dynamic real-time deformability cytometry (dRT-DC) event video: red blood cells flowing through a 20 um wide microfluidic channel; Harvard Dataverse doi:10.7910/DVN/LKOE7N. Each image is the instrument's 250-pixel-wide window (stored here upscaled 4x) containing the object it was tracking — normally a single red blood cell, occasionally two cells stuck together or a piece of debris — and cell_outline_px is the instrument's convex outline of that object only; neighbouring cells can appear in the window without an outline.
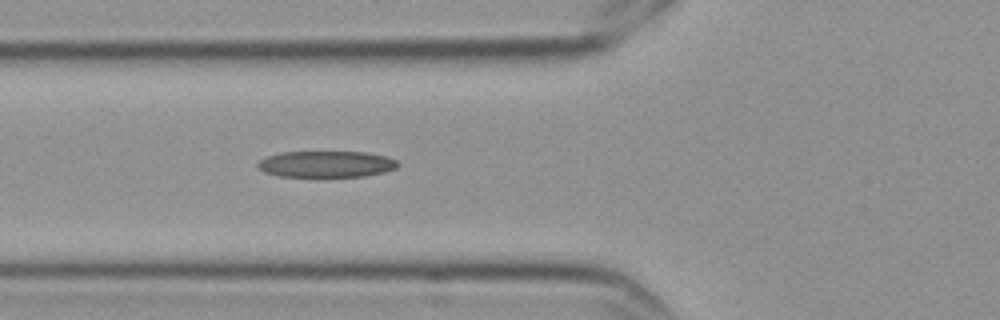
{"species": "Egyptian fruit bat (a non-hibernating species)", "species_latin": "Rousettus aegyptiacus", "temperature_condition": "cold", "stored_images_in_passage": 8, "segment_of_instrument_passage": [1, 2], "camera_frame_rate_fps": 3000, "um_per_image_px": 0.085, "frame": {"image": 1, "passage_image": 7, "time_ms": 2.0, "image_size_px": [1000, 320], "cell_outline_px": [[400, 164], [396, 168], [384, 172], [364, 176], [280, 176], [264, 172], [256, 164], [260, 160], [268, 156], [280, 152], [364, 152], [384, 156], [396, 160]], "centroid_in_image_um": [27.73, 13.94], "position_along_channel_um": 98.1, "area_um2": 21.27}}